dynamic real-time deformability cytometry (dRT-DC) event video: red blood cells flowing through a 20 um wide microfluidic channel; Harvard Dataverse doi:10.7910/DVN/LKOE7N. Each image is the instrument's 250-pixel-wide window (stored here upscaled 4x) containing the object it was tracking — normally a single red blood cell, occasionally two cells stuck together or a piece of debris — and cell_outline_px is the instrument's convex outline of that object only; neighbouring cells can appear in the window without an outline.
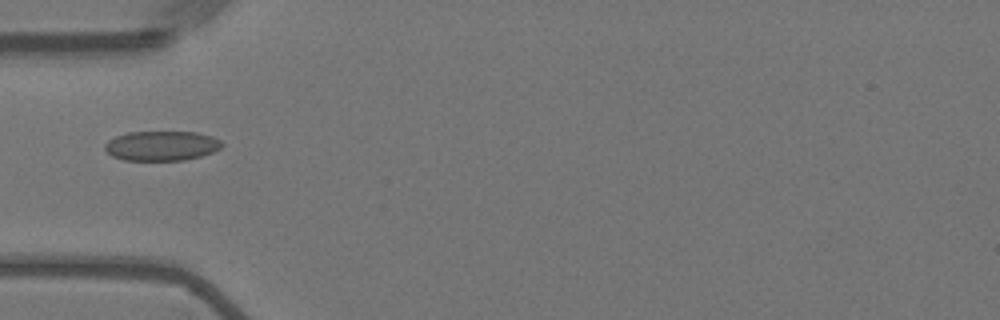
{"species": "Egyptian fruit bat (a non-hibernating species)", "species_latin": "Rousettus aegyptiacus", "temperature_condition": "warm", "stored_images_in_passage": 29, "camera_frame_rate_fps": 3000, "um_per_image_px": 0.085, "animal": {"sex": "female"}, "frame": {"image": 1, "passage_image": 1, "time_ms": 0.0, "image_size_px": [1000, 320], "cell_outline_px": [[224, 144], [220, 148], [212, 152], [200, 156], [184, 160], [124, 160], [112, 156], [104, 148], [104, 144], [108, 140], [116, 136], [128, 132], [196, 132], [212, 136], [220, 140]], "centroid_in_image_um": [13.73, 12.39], "position_along_channel_um": 71.3, "area_um2": 20.23}}
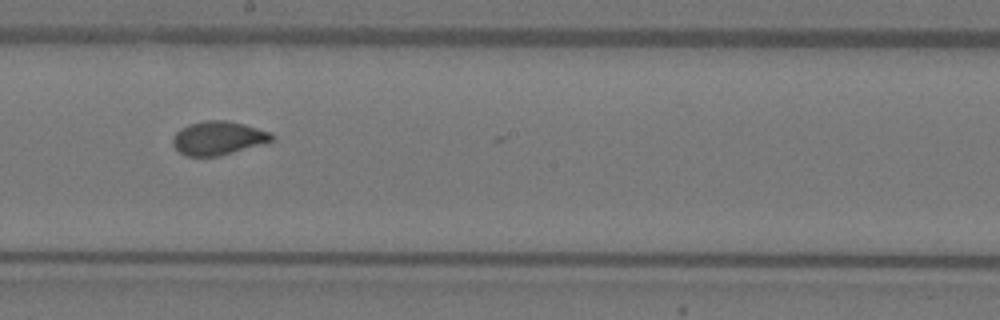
{"frame": {"image": 2, "passage_image": 14, "time_ms": 4.333, "image_size_px": [1000, 320], "cell_outline_px": [[276, 136], [272, 140], [232, 152], [216, 156], [188, 156], [180, 152], [172, 144], [172, 140], [176, 132], [180, 128], [188, 124], [204, 120], [224, 120], [244, 124], [272, 132]], "centroid_in_image_um": [18.52, 11.71], "position_along_channel_um": 229.7, "area_um2": 19.19}}
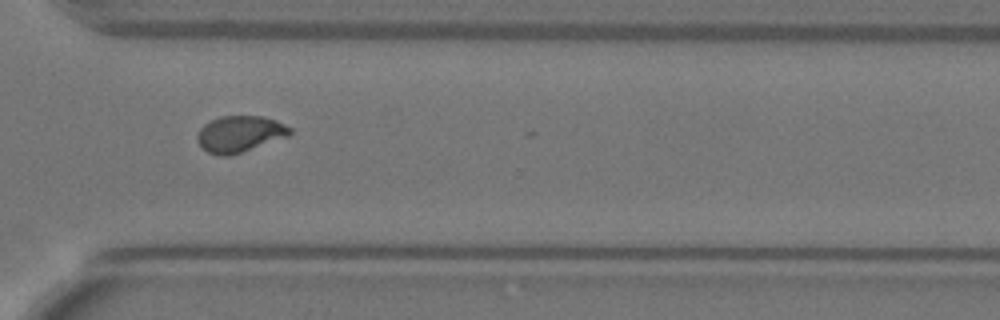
{"frame": {"image": 3, "passage_image": 24, "time_ms": 7.667, "image_size_px": [1000, 320], "cell_outline_px": [[292, 132], [288, 136], [228, 156], [220, 156], [208, 152], [196, 140], [196, 136], [200, 128], [204, 124], [212, 120], [224, 116], [264, 116], [276, 120], [292, 128]], "centroid_in_image_um": [20.38, 11.37], "position_along_channel_um": 350.2, "area_um2": 19.36}}